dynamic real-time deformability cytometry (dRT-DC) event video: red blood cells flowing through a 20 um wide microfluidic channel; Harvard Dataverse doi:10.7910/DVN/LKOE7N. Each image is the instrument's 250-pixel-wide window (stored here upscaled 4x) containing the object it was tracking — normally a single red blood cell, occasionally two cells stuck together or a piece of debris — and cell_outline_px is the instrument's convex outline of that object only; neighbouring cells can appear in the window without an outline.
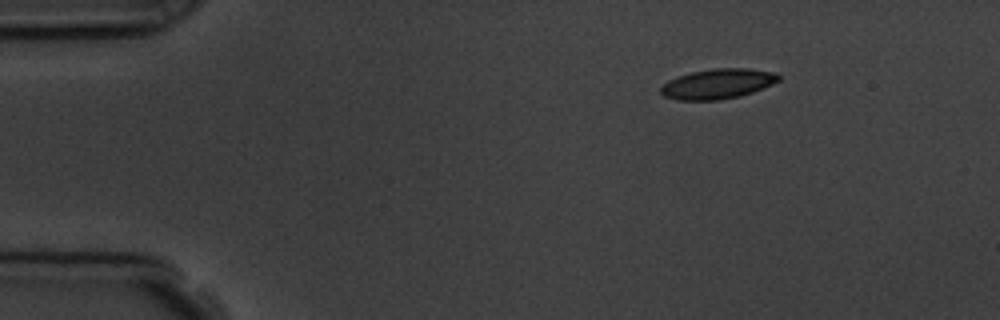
{"species": "common noctule bat (a hibernating species)", "species_latin": "Nyctalus noctula", "temperature_condition": "room temperature", "stored_images_in_passage": 6, "segment_of_instrument_passage": [2, 2], "camera_frame_rate_fps": 3000, "um_per_image_px": 0.085, "animal": {"sex": "male", "body_mass_g": 19.5, "forearm_length_mm": 54.6}, "frame": {"image": 1, "passage_image": 6, "time_ms": 7.333, "image_size_px": [1000, 320], "cell_outline_px": [[780, 80], [772, 84], [752, 92], [740, 96], [716, 100], [676, 100], [664, 96], [660, 92], [660, 88], [668, 80], [676, 76], [692, 72], [712, 68], [748, 68], [776, 72], [780, 76]], "centroid_in_image_um": [61.0, 7.12], "position_along_channel_um": 24.0, "area_um2": 20.69}}